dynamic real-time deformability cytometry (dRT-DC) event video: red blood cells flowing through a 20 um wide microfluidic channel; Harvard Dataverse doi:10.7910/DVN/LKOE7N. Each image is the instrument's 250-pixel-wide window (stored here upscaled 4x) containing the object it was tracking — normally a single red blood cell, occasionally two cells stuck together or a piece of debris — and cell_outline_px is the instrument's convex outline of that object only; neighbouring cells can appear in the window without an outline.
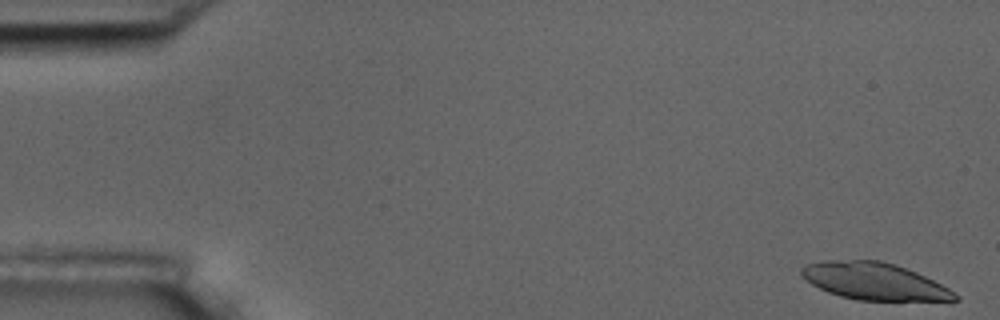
{"species": "common noctule bat (a hibernating species)", "species_latin": "Nyctalus noctula", "temperature_condition": "room temperature", "stored_images_in_passage": 8, "camera_frame_rate_fps": 3000, "um_per_image_px": 0.085, "animal": {"sex": "male", "body_mass_g": 17.5, "forearm_length_mm": 52.3}, "frame": {"image": 1, "passage_image": 1, "time_ms": 0.0, "image_size_px": [1000, 320], "cell_outline_px": [[960, 300], [860, 300], [840, 296], [828, 292], [812, 284], [800, 272], [800, 268], [808, 264], [824, 260], [880, 260], [896, 264], [916, 272], [948, 288], [960, 296]], "centroid_in_image_um": [74.31, 23.9], "position_along_channel_um": 10.7, "area_um2": 32.77}}